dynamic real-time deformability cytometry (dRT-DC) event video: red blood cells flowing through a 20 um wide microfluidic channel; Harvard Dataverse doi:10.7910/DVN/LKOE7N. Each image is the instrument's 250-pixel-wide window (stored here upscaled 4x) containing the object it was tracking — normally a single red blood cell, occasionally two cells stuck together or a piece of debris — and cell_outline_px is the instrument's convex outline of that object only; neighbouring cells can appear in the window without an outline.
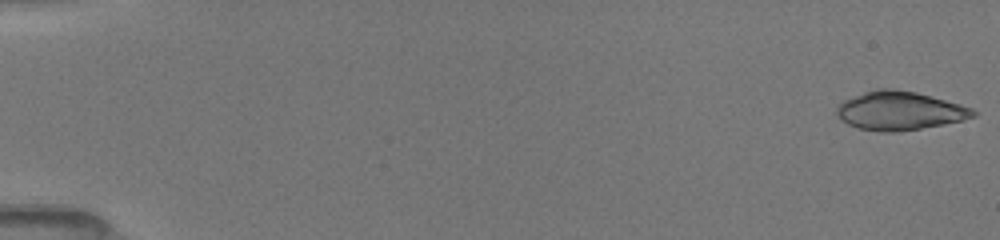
{"species": "common noctule bat (a hibernating species)", "species_latin": "Nyctalus noctula", "temperature_condition": "room temperature", "stored_images_in_passage": 50, "camera_frame_rate_fps": 3000, "um_per_image_px": 0.085, "animal": {"sex": "female", "body_mass_g": 19.5, "forearm_length_mm": 54.1}, "frame": {"image": 1, "passage_image": 1, "time_ms": 0.0, "image_size_px": [1000, 240], "cell_outline_px": [[976, 116], [960, 120], [920, 128], [896, 132], [880, 132], [856, 128], [840, 120], [836, 116], [836, 108], [844, 100], [864, 92], [876, 88], [892, 88], [916, 92], [960, 104], [972, 108], [976, 112]], "centroid_in_image_um": [76.41, 9.41], "position_along_channel_um": 8.6, "area_um2": 30.58}}
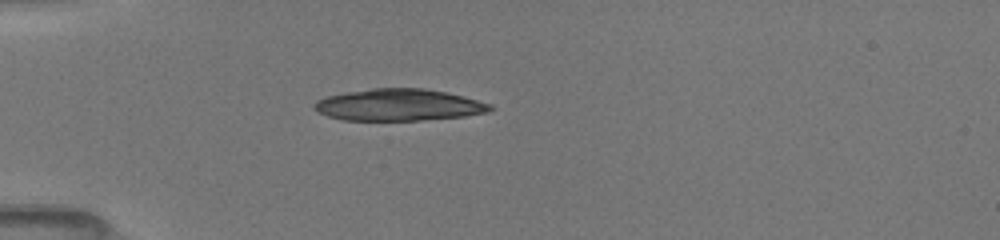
{"frame": {"image": 2, "passage_image": 15, "time_ms": 4.667, "image_size_px": [1000, 240], "cell_outline_px": [[492, 108], [488, 112], [464, 116], [424, 120], [344, 120], [328, 116], [312, 108], [312, 104], [316, 100], [324, 96], [372, 88], [424, 88], [444, 92], [492, 104]], "centroid_in_image_um": [33.84, 8.92], "position_along_channel_um": 51.2, "area_um2": 32.43}}